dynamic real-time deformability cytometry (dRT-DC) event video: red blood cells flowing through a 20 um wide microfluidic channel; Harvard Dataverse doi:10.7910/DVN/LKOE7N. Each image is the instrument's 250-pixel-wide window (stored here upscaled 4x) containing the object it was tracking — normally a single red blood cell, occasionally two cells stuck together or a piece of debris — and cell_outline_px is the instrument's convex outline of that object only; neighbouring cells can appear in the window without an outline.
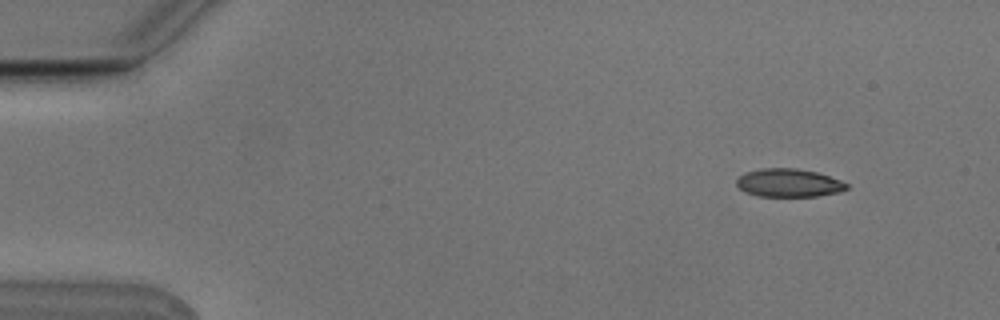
{"species": "Egyptian fruit bat (a non-hibernating species)", "species_latin": "Rousettus aegyptiacus", "temperature_condition": "cold", "stored_images_in_passage": 3, "camera_frame_rate_fps": 3000, "um_per_image_px": 0.085, "animal": {"sex": "male"}, "frame": {"image": 1, "passage_image": 1, "time_ms": 0.0, "image_size_px": [1000, 320], "cell_outline_px": [[848, 188], [840, 192], [816, 196], [756, 196], [744, 192], [736, 184], [736, 180], [744, 172], [760, 168], [796, 168], [816, 172], [840, 180], [848, 184]], "centroid_in_image_um": [67.01, 15.54], "position_along_channel_um": 18.0, "area_um2": 18.15}}